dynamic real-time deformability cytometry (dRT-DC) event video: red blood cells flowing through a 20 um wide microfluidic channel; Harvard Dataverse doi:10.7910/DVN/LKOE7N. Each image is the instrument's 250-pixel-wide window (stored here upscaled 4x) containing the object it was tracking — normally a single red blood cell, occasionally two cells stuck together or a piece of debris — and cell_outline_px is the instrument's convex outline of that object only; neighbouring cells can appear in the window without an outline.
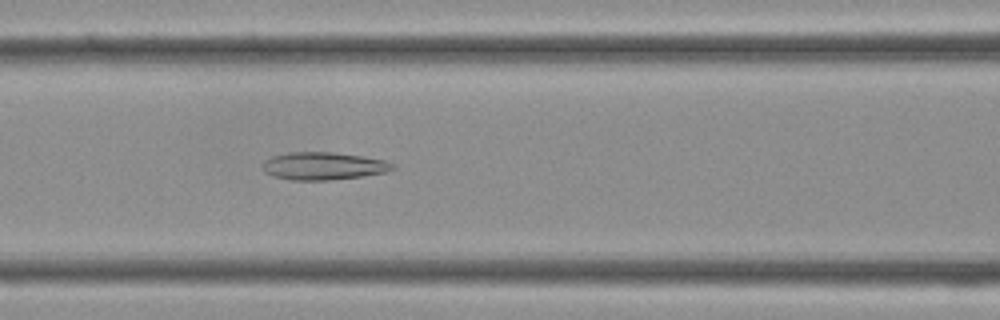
{"species": "Egyptian fruit bat (a non-hibernating species)", "species_latin": "Rousettus aegyptiacus", "temperature_condition": "cold", "stored_images_in_passage": 30, "camera_frame_rate_fps": 3000, "um_per_image_px": 0.085, "frame": {"image": 1, "passage_image": 9, "time_ms": 2.667, "image_size_px": [1000, 320], "cell_outline_px": [[396, 168], [388, 172], [360, 176], [328, 180], [292, 180], [272, 176], [264, 172], [264, 160], [272, 156], [288, 152], [332, 152], [360, 156], [384, 160], [396, 164]], "centroid_in_image_um": [27.5, 14.11], "position_along_channel_um": 139.1, "area_um2": 20.92}}
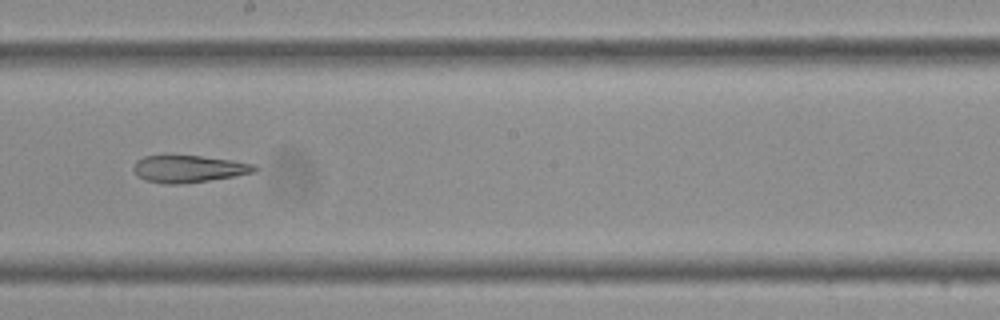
{"frame": {"image": 2, "passage_image": 14, "time_ms": 4.333, "image_size_px": [1000, 320], "cell_outline_px": [[256, 172], [236, 176], [180, 184], [164, 184], [144, 180], [136, 176], [132, 168], [136, 160], [144, 156], [200, 156], [232, 160], [252, 164], [256, 168]], "centroid_in_image_um": [15.98, 14.36], "position_along_channel_um": 232.2, "area_um2": 19.07}}
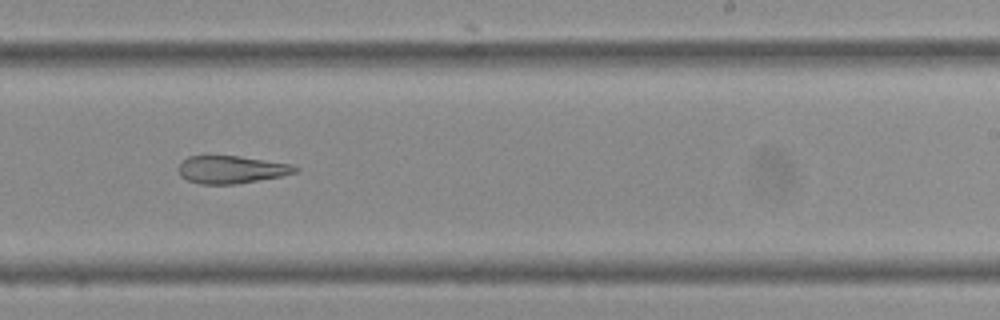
{"frame": {"image": 3, "passage_image": 16, "time_ms": 5.0, "image_size_px": [1000, 320], "cell_outline_px": [[300, 172], [280, 176], [236, 184], [200, 184], [188, 180], [180, 176], [180, 164], [188, 156], [240, 156], [292, 164], [300, 168]], "centroid_in_image_um": [19.72, 14.41], "position_along_channel_um": 269.3, "area_um2": 18.73}}